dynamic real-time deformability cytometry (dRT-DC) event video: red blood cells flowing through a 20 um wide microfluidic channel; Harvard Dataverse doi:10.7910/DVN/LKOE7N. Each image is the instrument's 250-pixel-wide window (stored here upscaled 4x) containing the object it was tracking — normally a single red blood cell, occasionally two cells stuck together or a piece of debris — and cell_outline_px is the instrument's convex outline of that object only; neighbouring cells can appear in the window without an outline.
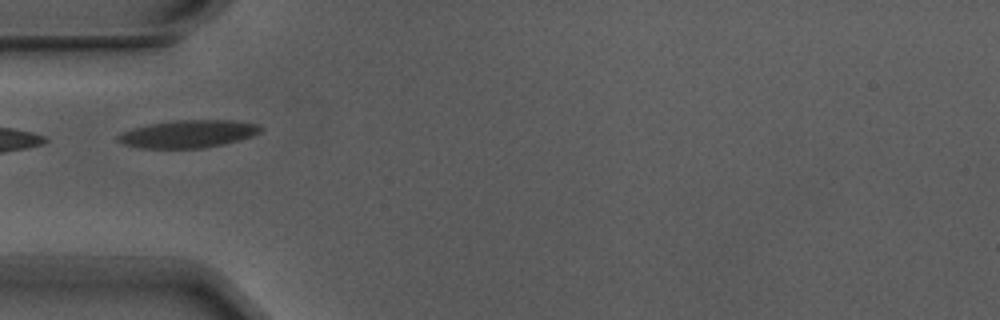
{"species": "Egyptian fruit bat (a non-hibernating species)", "species_latin": "Rousettus aegyptiacus", "temperature_condition": "warm", "stored_images_in_passage": 2, "camera_frame_rate_fps": 3000, "um_per_image_px": 0.085, "animal": {"sex": "male"}, "frame": {"image": 1, "passage_image": 1, "time_ms": 0.0, "image_size_px": [1000, 320], "cell_outline_px": [[264, 128], [260, 132], [252, 136], [240, 140], [224, 144], [204, 148], [140, 148], [124, 144], [116, 140], [116, 136], [124, 132], [136, 128], [152, 124], [176, 120], [232, 120], [260, 124]], "centroid_in_image_um": [16.06, 11.38], "position_along_channel_um": 68.9, "area_um2": 22.89}}